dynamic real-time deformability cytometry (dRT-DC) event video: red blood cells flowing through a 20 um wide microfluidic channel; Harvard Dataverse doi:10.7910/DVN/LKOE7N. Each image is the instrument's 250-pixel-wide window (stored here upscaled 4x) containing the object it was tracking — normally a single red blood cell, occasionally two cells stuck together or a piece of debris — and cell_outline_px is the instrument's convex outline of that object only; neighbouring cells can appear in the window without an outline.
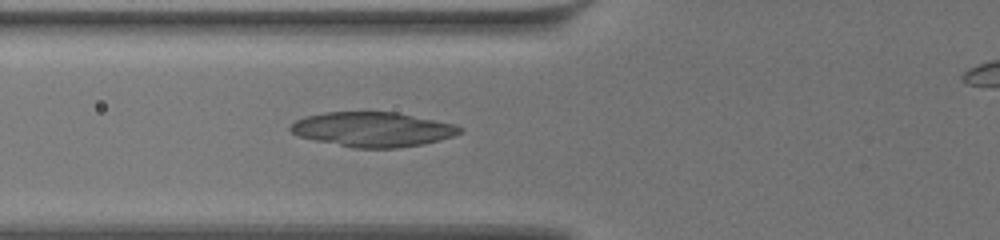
{"species": "common noctule bat (a hibernating species)", "species_latin": "Nyctalus noctula", "temperature_condition": "warm", "stored_images_in_passage": 15, "camera_frame_rate_fps": 3000, "um_per_image_px": 0.085, "animal": {"sex": "female", "body_mass_g": 19.5, "forearm_length_mm": 54.1}, "frame": {"image": 1, "passage_image": 2, "time_ms": 0.333, "image_size_px": [1000, 240], "cell_outline_px": [[464, 132], [452, 136], [424, 144], [400, 148], [352, 148], [296, 136], [288, 128], [296, 120], [304, 116], [324, 112], [396, 112], [456, 124], [464, 128]], "centroid_in_image_um": [31.69, 11.0], "position_along_channel_um": 94.1, "area_um2": 34.51}}
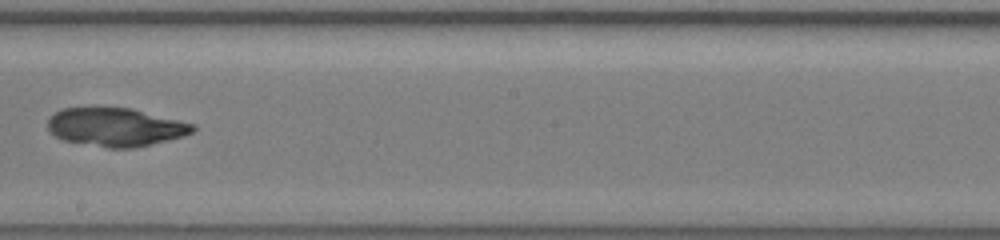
{"frame": {"image": 2, "passage_image": 7, "time_ms": 2.0, "image_size_px": [1000, 240], "cell_outline_px": [[196, 128], [192, 132], [184, 136], [152, 144], [132, 148], [108, 148], [64, 140], [48, 132], [48, 120], [60, 108], [92, 104], [132, 108], [196, 124]], "centroid_in_image_um": [9.79, 10.75], "position_along_channel_um": 238.4, "area_um2": 33.47}}
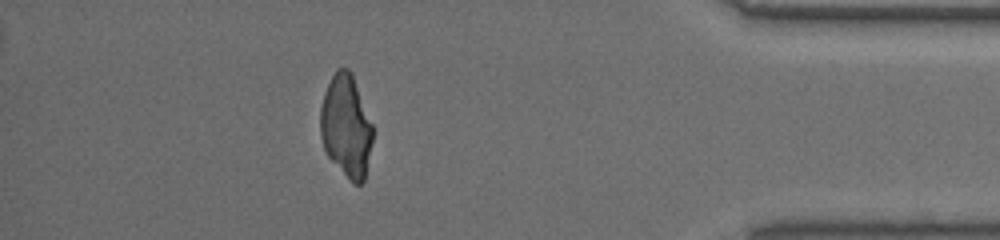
{"frame": {"image": 3, "passage_image": 14, "time_ms": 4.333, "image_size_px": [1000, 240], "cell_outline_px": [[372, 144], [364, 180], [360, 184], [352, 184], [328, 156], [324, 148], [320, 136], [320, 108], [324, 92], [336, 68], [348, 68], [352, 72], [372, 124]], "centroid_in_image_um": [29.41, 10.72], "position_along_channel_um": 405.8, "area_um2": 31.33}}